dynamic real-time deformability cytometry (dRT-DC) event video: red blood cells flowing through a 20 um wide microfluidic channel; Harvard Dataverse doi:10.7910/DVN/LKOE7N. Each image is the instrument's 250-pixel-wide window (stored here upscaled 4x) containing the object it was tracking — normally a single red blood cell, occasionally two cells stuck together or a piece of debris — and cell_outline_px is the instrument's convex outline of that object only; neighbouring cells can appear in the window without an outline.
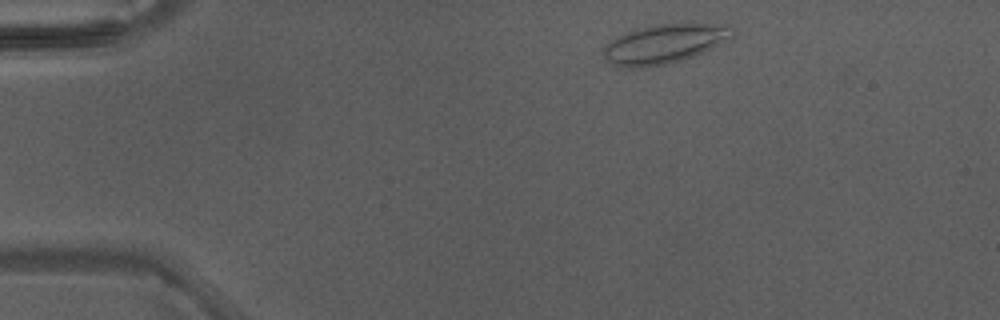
{"species": "Egyptian fruit bat (a non-hibernating species)", "species_latin": "Rousettus aegyptiacus", "temperature_condition": "warm", "stored_images_in_passage": 39, "camera_frame_rate_fps": 3000, "um_per_image_px": 0.085, "animal": {"sex": "male"}, "frame": {"image": 1, "passage_image": 2, "time_ms": 0.333, "image_size_px": [1000, 320], "cell_outline_px": [[736, 28], [732, 36], [692, 56], [680, 60], [664, 64], [632, 68], [624, 68], [612, 64], [604, 56], [604, 44], [608, 40], [632, 28], [656, 24], [728, 24]], "centroid_in_image_um": [56.38, 3.7], "position_along_channel_um": 28.6, "area_um2": 29.19}}
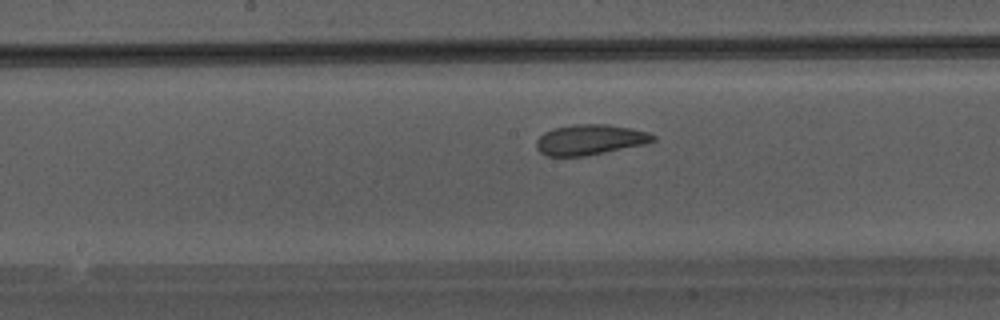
{"frame": {"image": 2, "passage_image": 18, "time_ms": 5.667, "image_size_px": [1000, 320], "cell_outline_px": [[656, 140], [644, 144], [584, 156], [548, 156], [540, 152], [536, 148], [536, 140], [544, 132], [556, 128], [572, 124], [608, 124], [648, 132], [656, 136]], "centroid_in_image_um": [50.13, 11.87], "position_along_channel_um": 198.1, "area_um2": 20.46}}
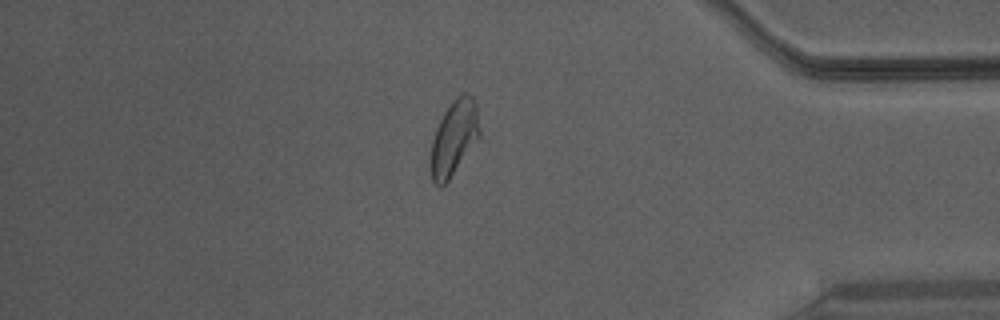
{"frame": {"image": 3, "passage_image": 33, "time_ms": 10.667, "image_size_px": [1000, 320], "cell_outline_px": [[480, 136], [448, 180], [440, 188], [432, 180], [428, 160], [432, 140], [436, 128], [444, 112], [452, 100], [456, 96], [464, 92], [468, 92], [472, 96], [476, 104], [480, 128]], "centroid_in_image_um": [38.56, 11.7], "position_along_channel_um": 396.6, "area_um2": 21.56}}